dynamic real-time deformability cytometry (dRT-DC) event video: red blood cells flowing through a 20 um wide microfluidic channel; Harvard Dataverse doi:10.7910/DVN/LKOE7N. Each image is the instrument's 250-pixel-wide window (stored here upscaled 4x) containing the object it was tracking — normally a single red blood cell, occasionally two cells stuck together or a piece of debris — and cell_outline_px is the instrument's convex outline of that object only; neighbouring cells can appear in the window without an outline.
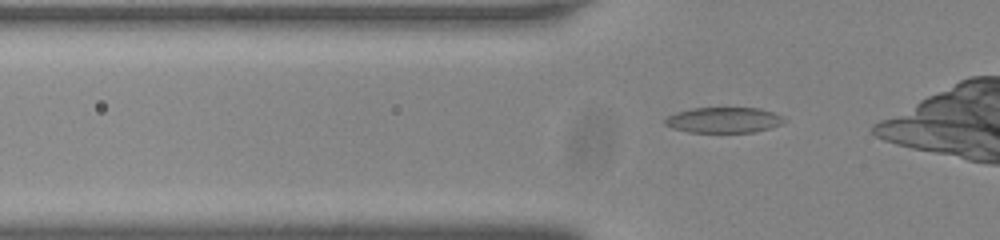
{"species": "common noctule bat (a hibernating species)", "species_latin": "Nyctalus noctula", "temperature_condition": "room temperature", "stored_images_in_passage": 19, "camera_frame_rate_fps": 3000, "um_per_image_px": 0.085, "animal": {"sex": "male", "body_mass_g": 20.0, "forearm_length_mm": 53.3}, "frame": {"image": 1, "passage_image": 6, "time_ms": 1.667, "image_size_px": [1000, 240], "cell_outline_px": [[788, 120], [780, 124], [756, 132], [688, 132], [672, 128], [664, 124], [664, 120], [668, 116], [676, 112], [692, 108], [760, 108], [772, 112]], "centroid_in_image_um": [61.49, 10.2], "position_along_channel_um": 64.3, "area_um2": 17.69}}
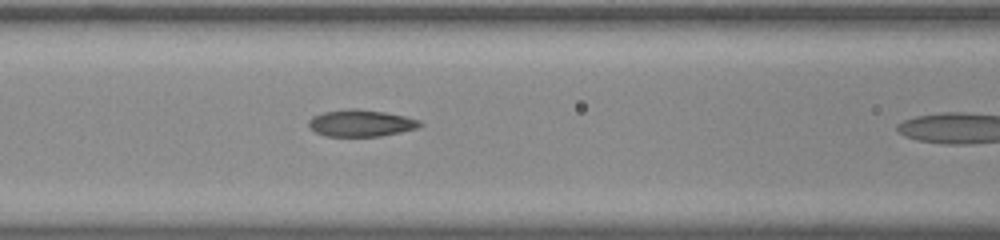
{"frame": {"image": 2, "passage_image": 12, "time_ms": 3.667, "image_size_px": [1000, 240], "cell_outline_px": [[424, 124], [416, 128], [400, 132], [380, 136], [324, 136], [316, 132], [308, 124], [308, 120], [312, 116], [324, 112], [348, 108], [356, 108], [384, 112], [404, 116], [420, 120]], "centroid_in_image_um": [30.67, 10.46], "position_along_channel_um": 135.9, "area_um2": 17.34}}
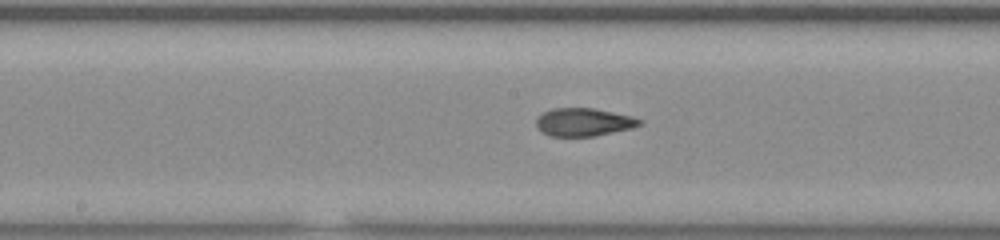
{"frame": {"image": 3, "passage_image": 17, "time_ms": 5.333, "image_size_px": [1000, 240], "cell_outline_px": [[644, 124], [632, 128], [592, 136], [552, 136], [544, 132], [536, 124], [536, 116], [552, 108], [592, 108], [632, 116], [644, 120]], "centroid_in_image_um": [49.65, 10.37], "position_along_channel_um": 198.6, "area_um2": 16.76}}